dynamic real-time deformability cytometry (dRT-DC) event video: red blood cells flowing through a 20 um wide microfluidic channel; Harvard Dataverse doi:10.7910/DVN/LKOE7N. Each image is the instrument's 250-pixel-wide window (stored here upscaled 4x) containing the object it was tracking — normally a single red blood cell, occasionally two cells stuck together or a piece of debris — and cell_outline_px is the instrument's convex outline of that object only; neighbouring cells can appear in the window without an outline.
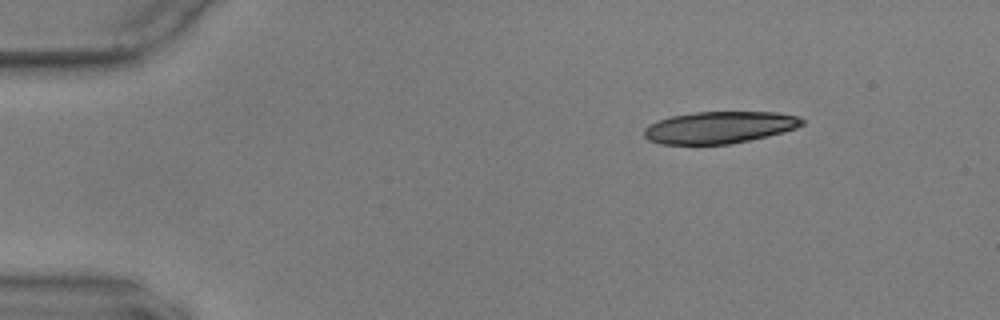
{"species": "common noctule bat (a hibernating species)", "species_latin": "Nyctalus noctula", "temperature_condition": "warm", "stored_images_in_passage": 17, "camera_frame_rate_fps": 3000, "um_per_image_px": 0.085, "animal": {"sex": "male", "body_mass_g": 17.9, "forearm_length_mm": 54.2}, "frame": {"image": 1, "passage_image": 1, "time_ms": 0.0, "image_size_px": [1000, 320], "cell_outline_px": [[804, 124], [796, 128], [784, 132], [768, 136], [728, 144], [660, 144], [648, 140], [644, 136], [644, 128], [648, 124], [672, 116], [696, 112], [776, 112], [796, 116], [804, 120]], "centroid_in_image_um": [61.14, 10.83], "position_along_channel_um": 23.9, "area_um2": 29.3}}